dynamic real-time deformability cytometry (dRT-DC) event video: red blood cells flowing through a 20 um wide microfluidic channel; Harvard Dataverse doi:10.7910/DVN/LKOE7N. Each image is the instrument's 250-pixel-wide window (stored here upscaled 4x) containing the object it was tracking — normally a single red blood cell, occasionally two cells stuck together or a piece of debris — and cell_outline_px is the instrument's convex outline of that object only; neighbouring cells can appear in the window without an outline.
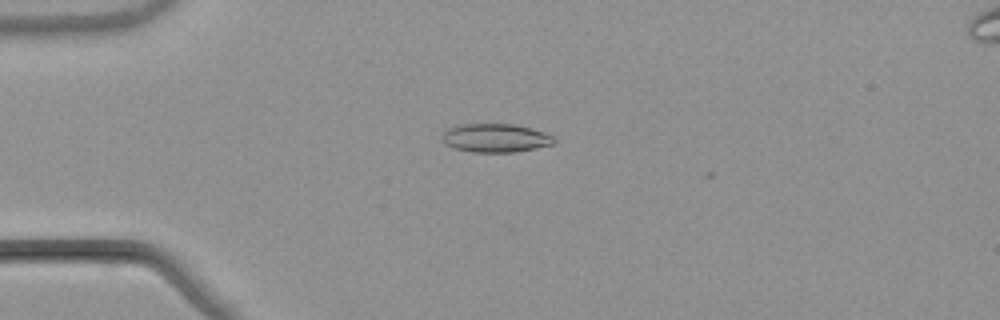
{"species": "common noctule bat (a hibernating species)", "species_latin": "Nyctalus noctula", "temperature_condition": "warm", "stored_images_in_passage": 2, "camera_frame_rate_fps": 3000, "um_per_image_px": 0.085, "animal": {"sex": "male", "body_mass_g": 21.5, "forearm_length_mm": 52.0}, "frame": {"image": 1, "passage_image": 1, "time_ms": 0.0, "image_size_px": [1000, 320], "cell_outline_px": [[556, 140], [552, 144], [536, 148], [512, 152], [472, 152], [456, 148], [444, 144], [440, 136], [448, 128], [464, 124], [512, 124], [544, 132], [552, 136]], "centroid_in_image_um": [42.08, 11.73], "position_along_channel_um": 42.9, "area_um2": 18.44}}